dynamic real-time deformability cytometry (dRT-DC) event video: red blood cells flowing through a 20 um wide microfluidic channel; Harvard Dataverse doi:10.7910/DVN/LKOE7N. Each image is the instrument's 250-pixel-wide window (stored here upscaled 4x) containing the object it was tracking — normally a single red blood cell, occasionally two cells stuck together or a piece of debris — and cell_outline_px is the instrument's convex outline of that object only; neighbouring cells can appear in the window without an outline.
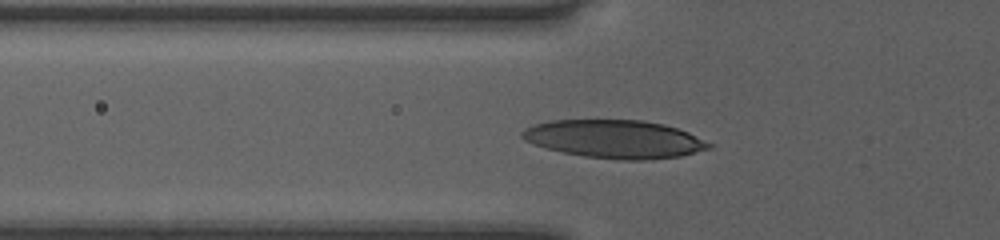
{"species": "human", "species_latin": "Homo sapiens", "temperature_condition": "room temperature", "stored_images_in_passage": 49, "camera_frame_rate_fps": 3000, "um_per_image_px": 0.085, "donor": {"sex": "female"}, "frame": {"image": 1, "passage_image": 18, "time_ms": 5.667, "image_size_px": [1000, 240], "cell_outline_px": [[716, 144], [712, 148], [680, 156], [644, 160], [624, 160], [584, 156], [544, 148], [532, 144], [524, 140], [520, 136], [520, 132], [524, 128], [548, 120], [644, 120], [664, 124], [688, 132]], "centroid_in_image_um": [52.25, 11.82], "position_along_channel_um": 73.5, "area_um2": 41.79}}
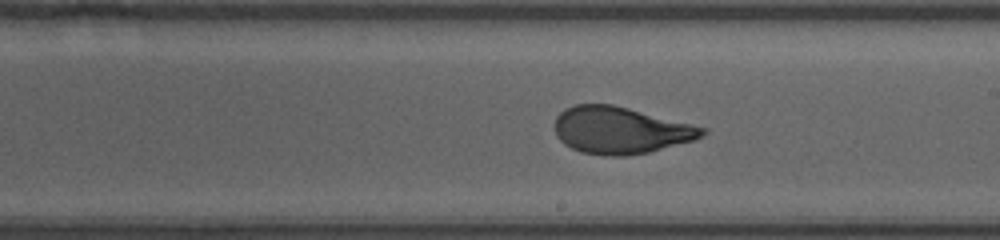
{"frame": {"image": 2, "passage_image": 30, "time_ms": 9.667, "image_size_px": [1000, 240], "cell_outline_px": [[708, 132], [704, 136], [696, 140], [648, 152], [624, 156], [608, 156], [580, 152], [564, 144], [556, 136], [552, 124], [556, 116], [564, 108], [576, 104], [612, 104], [708, 128]], "centroid_in_image_um": [52.72, 11.07], "position_along_channel_um": 236.3, "area_um2": 40.69}}
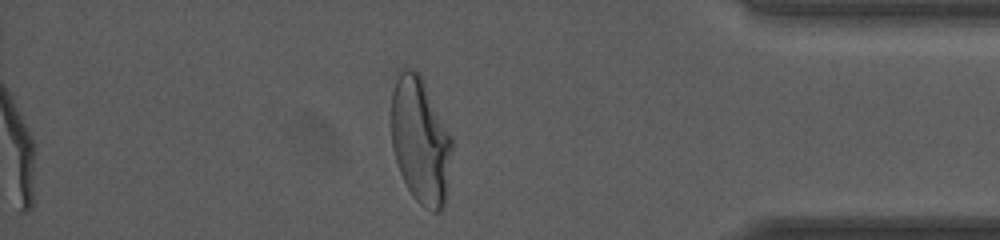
{"frame": {"image": 3, "passage_image": 44, "time_ms": 14.333, "image_size_px": [1000, 240], "cell_outline_px": [[452, 148], [448, 192], [444, 208], [440, 212], [432, 212], [424, 208], [412, 196], [400, 172], [392, 148], [392, 92], [396, 80], [400, 72], [404, 68], [408, 68], [420, 72], [452, 136]], "centroid_in_image_um": [35.77, 11.99], "position_along_channel_um": 399.4, "area_um2": 45.08}}